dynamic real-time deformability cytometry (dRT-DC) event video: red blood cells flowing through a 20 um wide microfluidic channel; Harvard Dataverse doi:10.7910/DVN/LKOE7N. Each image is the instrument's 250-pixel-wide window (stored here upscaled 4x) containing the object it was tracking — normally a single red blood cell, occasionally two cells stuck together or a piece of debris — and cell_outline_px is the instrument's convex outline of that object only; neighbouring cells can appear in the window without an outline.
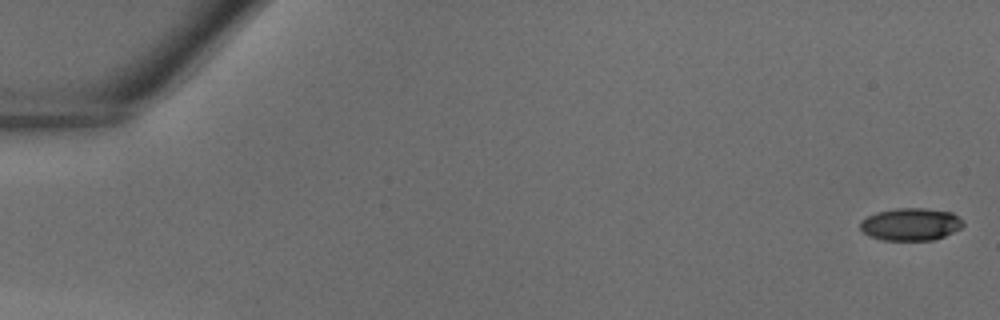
{"species": "common noctule bat (a hibernating species)", "species_latin": "Nyctalus noctula", "temperature_condition": "warm", "stored_images_in_passage": 14, "camera_frame_rate_fps": 3000, "um_per_image_px": 0.085, "animal": {"sex": "male", "body_mass_g": 18.8}, "frame": {"image": 1, "passage_image": 1, "time_ms": 0.0, "image_size_px": [1000, 320], "cell_outline_px": [[964, 224], [960, 228], [944, 236], [932, 240], [884, 240], [872, 236], [864, 232], [860, 228], [860, 220], [876, 212], [896, 208], [924, 208], [952, 212]], "centroid_in_image_um": [77.39, 19.05], "position_along_channel_um": 7.6, "area_um2": 19.25}}
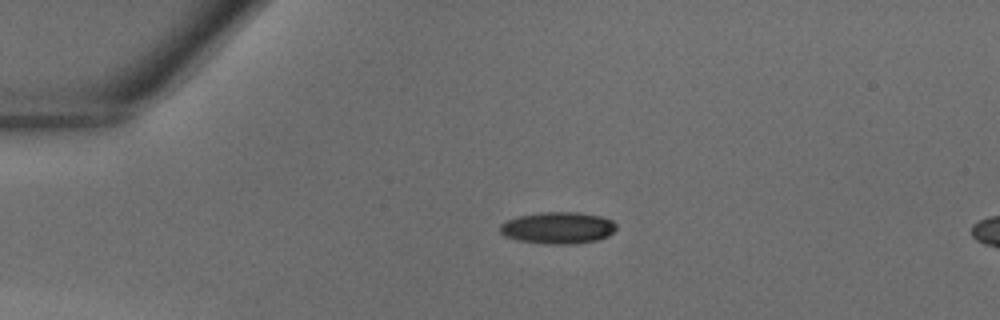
{"frame": {"image": 2, "passage_image": 10, "time_ms": 3.0, "image_size_px": [1000, 320], "cell_outline_px": [[616, 228], [608, 236], [596, 240], [576, 244], [548, 244], [516, 240], [504, 236], [500, 232], [500, 224], [516, 216], [540, 212], [576, 212], [600, 216], [612, 220], [616, 224]], "centroid_in_image_um": [47.4, 19.37], "position_along_channel_um": 37.6, "area_um2": 21.62}}